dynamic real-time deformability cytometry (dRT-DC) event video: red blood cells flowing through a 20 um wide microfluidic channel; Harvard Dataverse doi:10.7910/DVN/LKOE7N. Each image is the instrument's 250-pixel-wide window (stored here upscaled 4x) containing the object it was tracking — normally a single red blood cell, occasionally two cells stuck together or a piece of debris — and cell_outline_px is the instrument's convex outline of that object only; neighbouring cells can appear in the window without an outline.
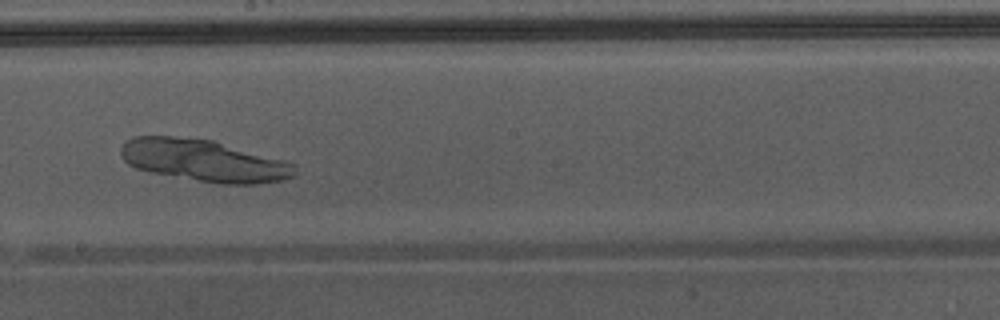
{"species": "Egyptian fruit bat (a non-hibernating species)", "species_latin": "Rousettus aegyptiacus", "temperature_condition": "warm", "stored_images_in_passage": 39, "camera_frame_rate_fps": 3000, "um_per_image_px": 0.085, "animal": {"sex": "male"}, "frame": {"image": 1, "passage_image": 23, "time_ms": 7.333, "image_size_px": [1000, 320], "cell_outline_px": [[296, 176], [280, 180], [256, 184], [220, 184], [152, 172], [136, 168], [128, 164], [124, 160], [120, 152], [120, 148], [124, 140], [132, 136], [172, 136], [212, 140], [284, 160], [296, 164]], "centroid_in_image_um": [17.32, 13.64], "position_along_channel_um": 230.9, "area_um2": 42.48}}